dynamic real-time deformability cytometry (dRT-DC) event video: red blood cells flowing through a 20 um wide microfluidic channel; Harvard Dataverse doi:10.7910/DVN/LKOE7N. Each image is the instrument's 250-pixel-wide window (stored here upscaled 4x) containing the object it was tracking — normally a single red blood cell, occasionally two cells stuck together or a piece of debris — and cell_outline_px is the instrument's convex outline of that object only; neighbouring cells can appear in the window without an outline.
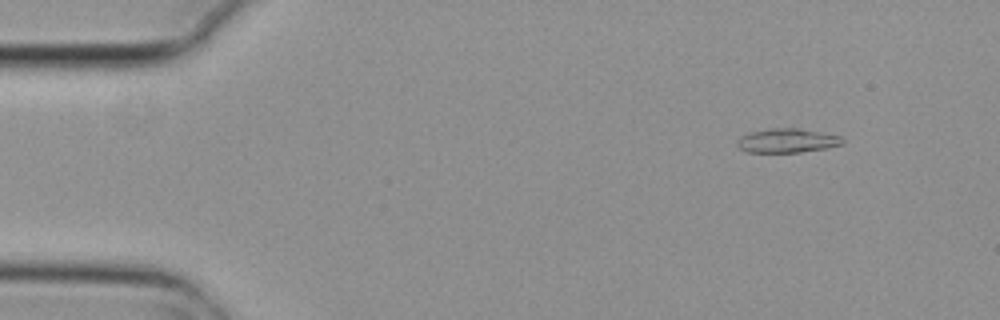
{"species": "common noctule bat (a hibernating species)", "species_latin": "Nyctalus noctula", "temperature_condition": "cold", "stored_images_in_passage": 2, "camera_frame_rate_fps": 3000, "um_per_image_px": 0.085, "animal": {"sex": "female", "body_mass_g": 29.2, "forearm_length_mm": 56.3}, "frame": {"image": 1, "passage_image": 2, "time_ms": 0.333, "image_size_px": [1000, 320], "cell_outline_px": [[844, 144], [824, 148], [800, 152], [748, 152], [740, 148], [736, 144], [736, 140], [740, 136], [748, 132], [768, 128], [796, 128], [840, 136], [844, 140]], "centroid_in_image_um": [66.85, 11.95], "position_along_channel_um": 18.2, "area_um2": 14.74}}